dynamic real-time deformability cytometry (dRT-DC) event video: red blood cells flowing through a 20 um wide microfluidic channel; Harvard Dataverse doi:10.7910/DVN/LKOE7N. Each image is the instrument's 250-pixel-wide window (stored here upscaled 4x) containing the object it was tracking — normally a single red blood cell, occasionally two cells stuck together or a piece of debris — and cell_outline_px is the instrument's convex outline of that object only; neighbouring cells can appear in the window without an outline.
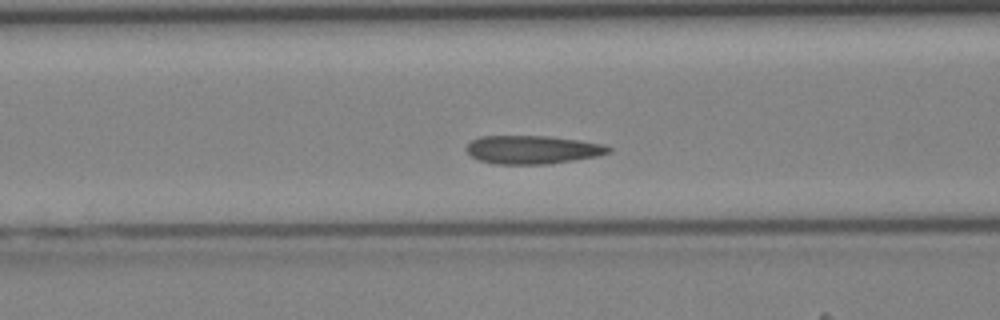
{"species": "Egyptian fruit bat (a non-hibernating species)", "species_latin": "Rousettus aegyptiacus", "temperature_condition": "cold", "stored_images_in_passage": 33, "camera_frame_rate_fps": 3000, "um_per_image_px": 0.085, "animal": {"sex": "female"}, "frame": {"image": 1, "passage_image": 8, "time_ms": 2.333, "image_size_px": [1000, 320], "cell_outline_px": [[612, 152], [600, 156], [548, 164], [496, 164], [480, 160], [472, 156], [464, 148], [472, 140], [480, 136], [548, 136], [580, 140], [604, 144], [612, 148]], "centroid_in_image_um": [45.31, 12.72], "position_along_channel_um": 121.3, "area_um2": 23.64}}
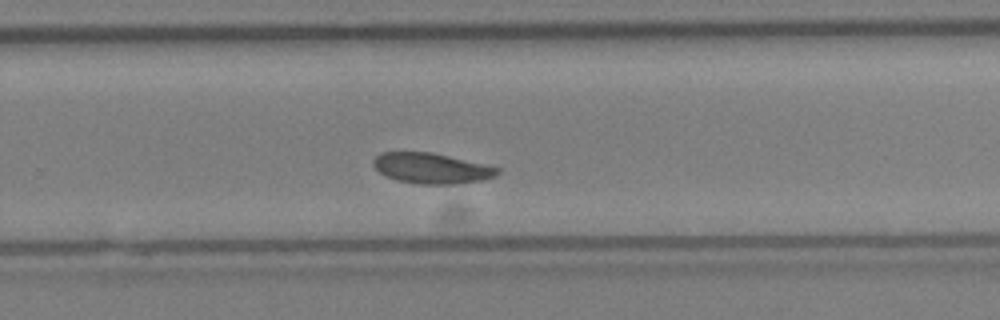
{"frame": {"image": 2, "passage_image": 19, "time_ms": 6.0, "image_size_px": [1000, 320], "cell_outline_px": [[500, 172], [496, 176], [480, 180], [456, 184], [420, 184], [396, 180], [384, 176], [372, 164], [372, 160], [380, 152], [432, 152], [488, 164], [500, 168]], "centroid_in_image_um": [36.69, 14.29], "position_along_channel_um": 293.1, "area_um2": 22.31}}
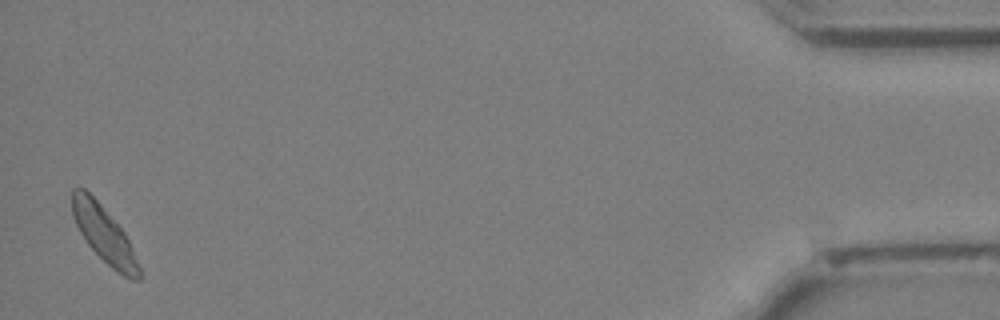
{"frame": {"image": 3, "passage_image": 33, "time_ms": 10.667, "image_size_px": [1000, 320], "cell_outline_px": [[140, 280], [132, 280], [116, 272], [88, 244], [80, 232], [72, 216], [72, 188], [84, 188], [100, 204], [124, 232], [128, 240], [140, 268]], "centroid_in_image_um": [8.83, 19.92], "position_along_channel_um": 426.4, "area_um2": 21.39}}